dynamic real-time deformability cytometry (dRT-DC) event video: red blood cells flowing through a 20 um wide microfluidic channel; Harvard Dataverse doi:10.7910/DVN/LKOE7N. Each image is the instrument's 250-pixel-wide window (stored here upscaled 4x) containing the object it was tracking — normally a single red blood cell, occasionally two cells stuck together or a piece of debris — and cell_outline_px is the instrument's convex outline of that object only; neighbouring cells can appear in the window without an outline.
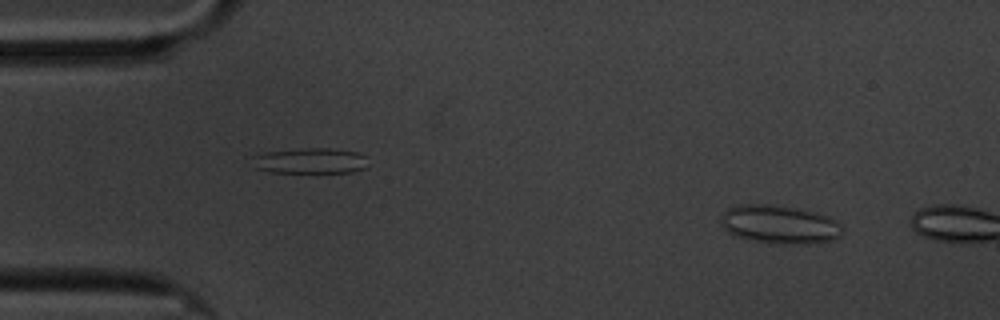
{"species": "common noctule bat (a hibernating species)", "species_latin": "Nyctalus noctula", "temperature_condition": "cold", "stored_images_in_passage": 7, "camera_frame_rate_fps": 3000, "um_per_image_px": 0.085, "animal": {"sex": "male", "body_mass_g": 20.1, "forearm_length_mm": 53.5}, "frame": {"image": 1, "passage_image": 5, "time_ms": 1.333, "image_size_px": [1000, 320], "cell_outline_px": [[844, 232], [840, 236], [832, 240], [808, 244], [772, 244], [732, 236], [724, 228], [720, 220], [724, 212], [728, 208], [740, 204], [772, 204], [812, 212], [828, 216], [836, 220], [844, 228]], "centroid_in_image_um": [66.26, 19.1], "position_along_channel_um": 18.7, "area_um2": 27.46}}